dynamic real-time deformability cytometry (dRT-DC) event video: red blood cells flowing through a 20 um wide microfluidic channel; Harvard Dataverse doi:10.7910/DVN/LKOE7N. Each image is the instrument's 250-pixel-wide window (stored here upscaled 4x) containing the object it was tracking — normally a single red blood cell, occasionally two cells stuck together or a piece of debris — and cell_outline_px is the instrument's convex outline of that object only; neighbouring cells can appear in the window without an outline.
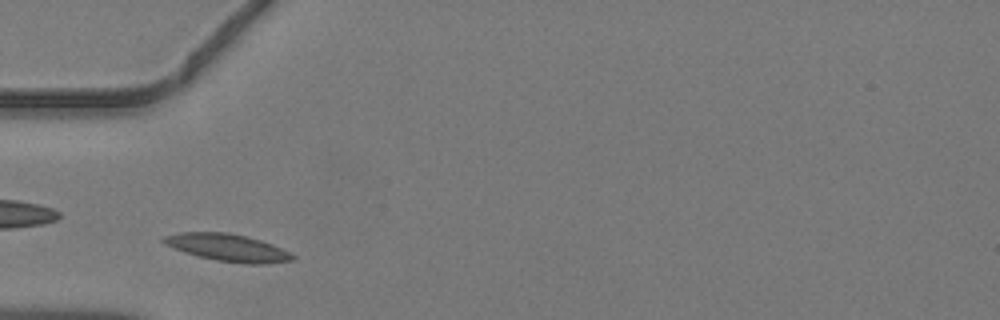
{"species": "common noctule bat (a hibernating species)", "species_latin": "Nyctalus noctula", "temperature_condition": "warm", "stored_images_in_passage": 33, "camera_frame_rate_fps": 3000, "um_per_image_px": 0.085, "animal": {"sex": "male", "body_mass_g": 19.2, "forearm_length_mm": 51.8}, "frame": {"image": 1, "passage_image": 2, "time_ms": 0.333, "image_size_px": [1000, 320], "cell_outline_px": [[296, 260], [268, 264], [244, 264], [216, 260], [184, 252], [164, 244], [160, 240], [164, 236], [180, 232], [224, 232], [248, 236], [272, 244], [296, 256]], "centroid_in_image_um": [19.37, 21.05], "position_along_channel_um": 65.6, "area_um2": 20.58}}
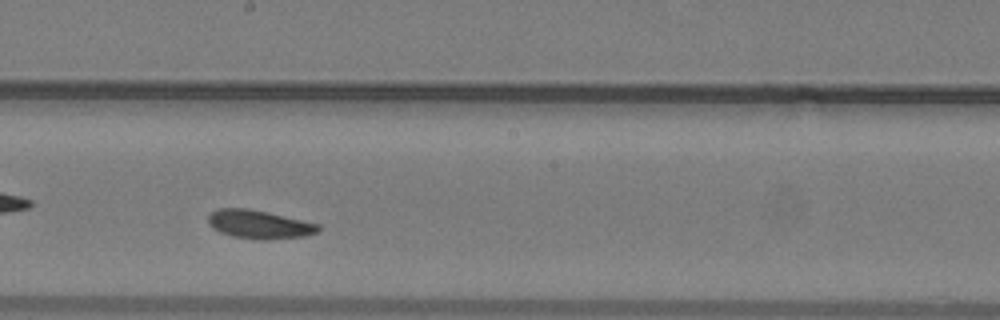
{"frame": {"image": 2, "passage_image": 13, "time_ms": 4.0, "image_size_px": [1000, 320], "cell_outline_px": [[320, 228], [316, 232], [304, 236], [260, 240], [256, 240], [232, 236], [220, 232], [212, 228], [208, 224], [208, 216], [216, 208], [248, 208], [320, 224]], "centroid_in_image_um": [21.98, 19.07], "position_along_channel_um": 226.2, "area_um2": 18.21}}
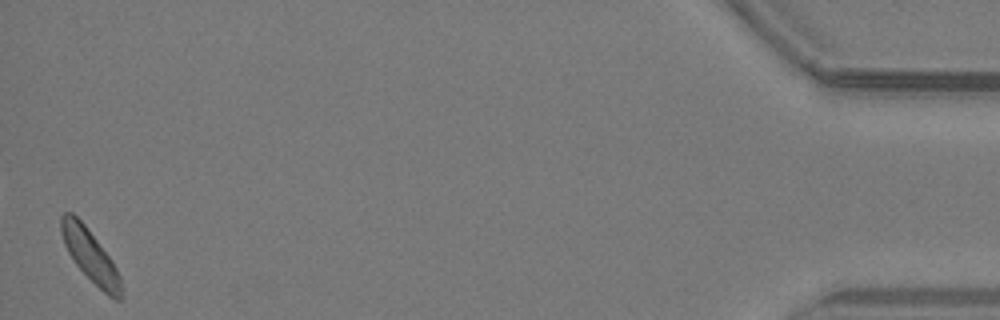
{"frame": {"image": 3, "passage_image": 33, "time_ms": 10.667, "image_size_px": [1000, 320], "cell_outline_px": [[120, 300], [116, 300], [108, 296], [76, 264], [68, 252], [64, 244], [60, 232], [60, 216], [64, 212], [72, 212], [84, 224], [112, 260], [120, 276]], "centroid_in_image_um": [7.63, 21.67], "position_along_channel_um": 427.6, "area_um2": 17.8}}